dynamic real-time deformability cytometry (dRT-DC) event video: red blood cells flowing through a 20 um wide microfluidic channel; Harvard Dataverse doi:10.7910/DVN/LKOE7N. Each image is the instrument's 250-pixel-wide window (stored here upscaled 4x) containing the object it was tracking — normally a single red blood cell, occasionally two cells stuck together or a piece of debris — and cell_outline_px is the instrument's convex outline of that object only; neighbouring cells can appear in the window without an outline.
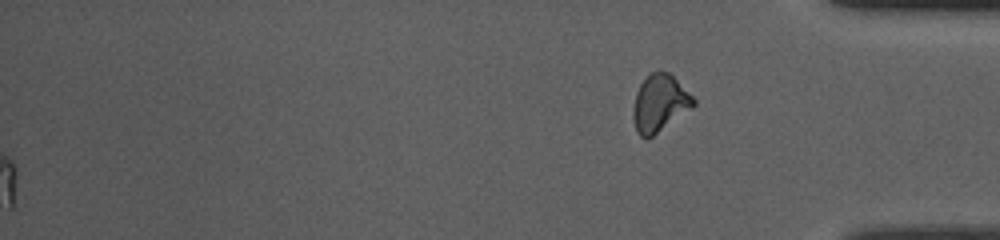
{"species": "common noctule bat (a hibernating species)", "species_latin": "Nyctalus noctula", "temperature_condition": "room temperature", "stored_images_in_passage": 48, "segment_of_instrument_passage": [2, 2], "camera_frame_rate_fps": 3000, "um_per_image_px": 0.085, "animal": {"sex": "female", "body_mass_g": 10.0, "forearm_length_mm": 53.1}, "frame": {"image": 1, "passage_image": 48, "time_ms": 15.667, "image_size_px": [1000, 240], "cell_outline_px": [[696, 104], [692, 108], [648, 140], [640, 136], [636, 132], [632, 116], [632, 108], [636, 92], [640, 84], [652, 72], [668, 72], [696, 100]], "centroid_in_image_um": [56.04, 8.83], "position_along_channel_um": 379.2, "area_um2": 20.0}}